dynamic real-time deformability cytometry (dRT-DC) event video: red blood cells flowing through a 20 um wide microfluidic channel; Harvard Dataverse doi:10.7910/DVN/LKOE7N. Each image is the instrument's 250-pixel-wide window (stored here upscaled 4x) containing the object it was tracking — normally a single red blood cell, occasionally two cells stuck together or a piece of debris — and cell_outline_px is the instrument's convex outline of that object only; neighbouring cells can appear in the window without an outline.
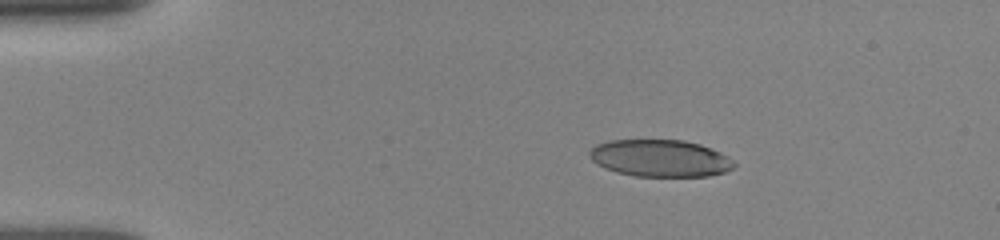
{"species": "human", "species_latin": "Homo sapiens", "temperature_condition": "room temperature", "stored_images_in_passage": 16, "camera_frame_rate_fps": 3000, "um_per_image_px": 0.085, "donor": {"sex": "female"}, "frame": {"image": 1, "passage_image": 1, "time_ms": 0.0, "image_size_px": [1000, 240], "cell_outline_px": [[736, 164], [732, 168], [724, 172], [708, 176], [636, 176], [616, 172], [604, 168], [596, 164], [588, 156], [588, 152], [596, 144], [608, 140], [684, 140], [700, 144], [720, 152], [728, 156]], "centroid_in_image_um": [56.08, 13.44], "position_along_channel_um": 28.9, "area_um2": 31.33}}
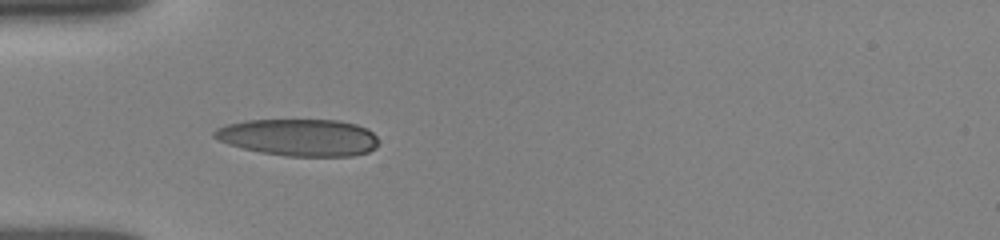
{"frame": {"image": 2, "passage_image": 9, "time_ms": 2.333, "image_size_px": [1000, 240], "cell_outline_px": [[380, 144], [376, 148], [368, 152], [352, 156], [288, 156], [260, 152], [228, 144], [212, 136], [212, 132], [216, 128], [228, 124], [248, 120], [340, 120], [356, 124], [368, 128], [380, 140]], "centroid_in_image_um": [25.46, 11.68], "position_along_channel_um": 59.5, "area_um2": 35.66}}
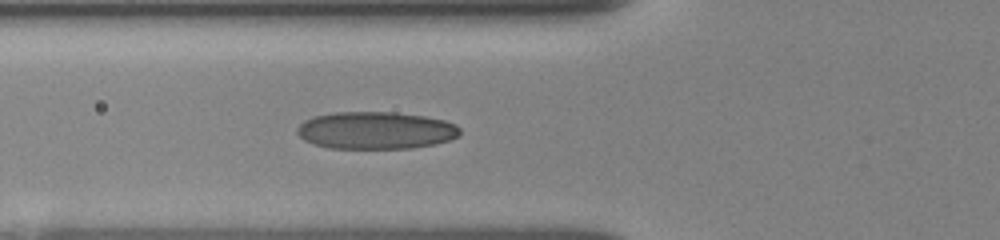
{"frame": {"image": 3, "passage_image": 14, "time_ms": 3.333, "image_size_px": [1000, 240], "cell_outline_px": [[460, 136], [436, 144], [412, 148], [328, 148], [312, 144], [304, 140], [296, 132], [296, 128], [304, 120], [312, 116], [336, 112], [392, 112], [424, 116], [444, 120], [456, 124], [460, 128]], "centroid_in_image_um": [31.92, 11.08], "position_along_channel_um": 93.9, "area_um2": 35.66}}